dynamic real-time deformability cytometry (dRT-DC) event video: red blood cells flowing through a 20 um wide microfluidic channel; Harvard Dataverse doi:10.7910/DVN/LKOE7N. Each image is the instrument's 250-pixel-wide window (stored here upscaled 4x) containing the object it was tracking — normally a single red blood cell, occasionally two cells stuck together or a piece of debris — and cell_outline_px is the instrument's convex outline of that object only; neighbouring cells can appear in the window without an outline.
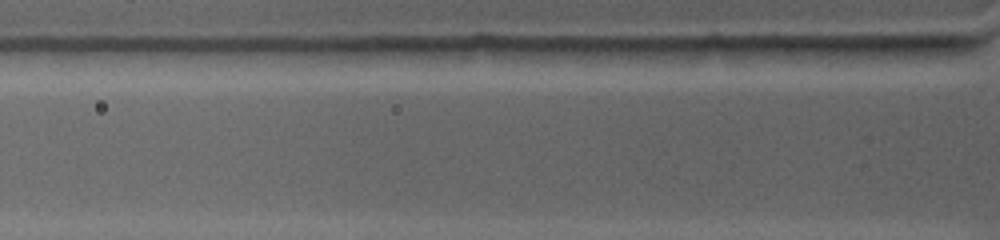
{"species": "common noctule bat (a hibernating species)", "species_latin": "Nyctalus noctula", "temperature_condition": "warm", "stored_images_in_passage": 3, "camera_frame_rate_fps": 4500, "um_per_image_px": 0.085, "animal": {"sex": "female", "body_mass_g": 19.0, "forearm_length_mm": 53.3}, "frame": {"image": 1, "passage_image": 2, "time_ms": 0.889, "image_size_px": [1000, 240], "cell_outline_px": [[732, 52], [728, 56], [644, 64], [620, 64], [572, 52], [572, 48], [708, 44], [716, 44], [732, 48]], "centroid_in_image_um": [55.66, 4.52], "position_along_channel_um": 70.1, "area_um2": 16.13}}